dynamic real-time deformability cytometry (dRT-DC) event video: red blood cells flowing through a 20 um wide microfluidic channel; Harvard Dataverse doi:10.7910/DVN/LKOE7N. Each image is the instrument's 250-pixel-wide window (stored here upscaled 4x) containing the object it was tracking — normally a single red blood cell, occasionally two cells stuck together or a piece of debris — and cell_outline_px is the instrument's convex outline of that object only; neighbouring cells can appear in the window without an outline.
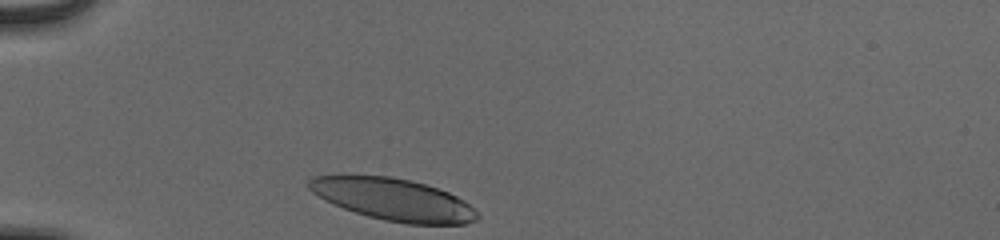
{"species": "human", "species_latin": "Homo sapiens", "temperature_condition": "cold", "stored_images_in_passage": 30, "camera_frame_rate_fps": 3000, "um_per_image_px": 0.085, "donor": {"sex": "male"}, "frame": {"image": 1, "passage_image": 1, "time_ms": 0.0, "image_size_px": [1000, 240], "cell_outline_px": [[480, 216], [476, 220], [464, 224], [408, 224], [384, 220], [368, 216], [344, 208], [324, 200], [312, 192], [308, 188], [308, 180], [312, 176], [392, 176], [412, 180], [448, 192], [464, 200]], "centroid_in_image_um": [33.44, 16.95], "position_along_channel_um": 51.6, "area_um2": 40.92}}
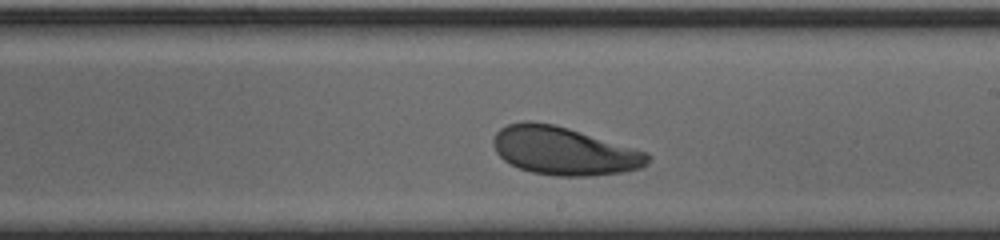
{"frame": {"image": 2, "passage_image": 18, "time_ms": 5.667, "image_size_px": [1000, 240], "cell_outline_px": [[652, 160], [648, 164], [640, 168], [624, 172], [588, 176], [556, 176], [532, 172], [520, 168], [504, 160], [496, 152], [492, 144], [492, 140], [496, 132], [500, 128], [508, 124], [524, 120], [528, 120], [556, 124], [648, 152], [652, 156]], "centroid_in_image_um": [47.95, 12.81], "position_along_channel_um": 241.0, "area_um2": 43.64}}
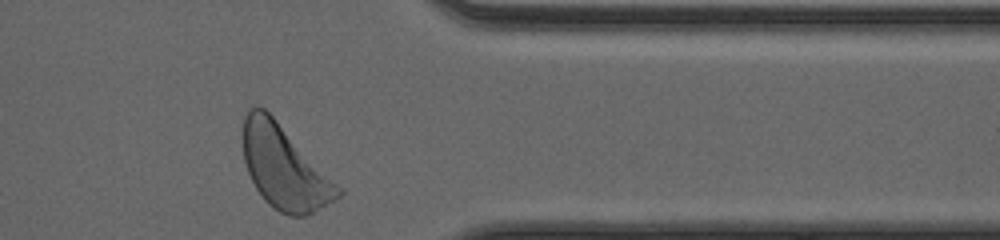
{"frame": {"image": 3, "passage_image": 30, "time_ms": 9.667, "image_size_px": [1000, 240], "cell_outline_px": [[344, 192], [336, 200], [304, 216], [288, 216], [272, 208], [264, 200], [256, 188], [248, 172], [244, 160], [244, 116], [252, 108], [264, 108], [344, 188]], "centroid_in_image_um": [24.22, 14.28], "position_along_channel_um": 387.2, "area_um2": 45.72}, "authors_computed_cell_mechanics": {"area_um2": 42.8587, "velocity_mm_per_s": 3.8326, "shape_relaxation_time_tau1_ms": 4.1686, "shape_relaxation_time_tau2_ms": 10.415, "deformation_change_tau1": 0.1727, "deformation_change_tau2": 0.2295}}